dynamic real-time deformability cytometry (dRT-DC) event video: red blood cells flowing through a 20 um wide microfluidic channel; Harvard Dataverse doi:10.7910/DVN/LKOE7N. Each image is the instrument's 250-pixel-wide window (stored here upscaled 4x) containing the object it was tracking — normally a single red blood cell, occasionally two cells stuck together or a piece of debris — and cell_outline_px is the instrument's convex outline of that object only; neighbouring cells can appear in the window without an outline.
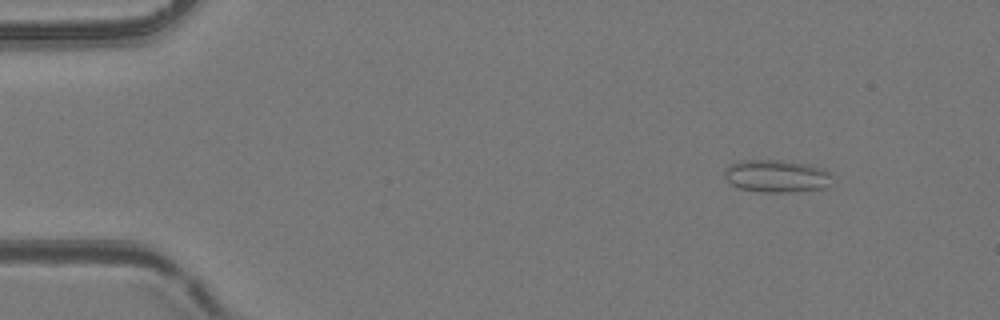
{"species": "common noctule bat (a hibernating species)", "species_latin": "Nyctalus noctula", "temperature_condition": "room temperature", "stored_images_in_passage": 53, "camera_frame_rate_fps": 3000, "um_per_image_px": 0.085, "animal": {"sex": "female", "body_mass_g": 24.6, "forearm_length_mm": 56.2}, "frame": {"image": 1, "passage_image": 6, "time_ms": 1.667, "image_size_px": [1000, 320], "cell_outline_px": [[832, 176], [828, 188], [788, 192], [760, 192], [740, 188], [732, 184], [724, 176], [724, 168], [728, 164], [740, 160], [780, 160], [808, 164], [824, 168], [832, 172]], "centroid_in_image_um": [66.03, 14.96], "position_along_channel_um": 19.0, "area_um2": 20.75}}
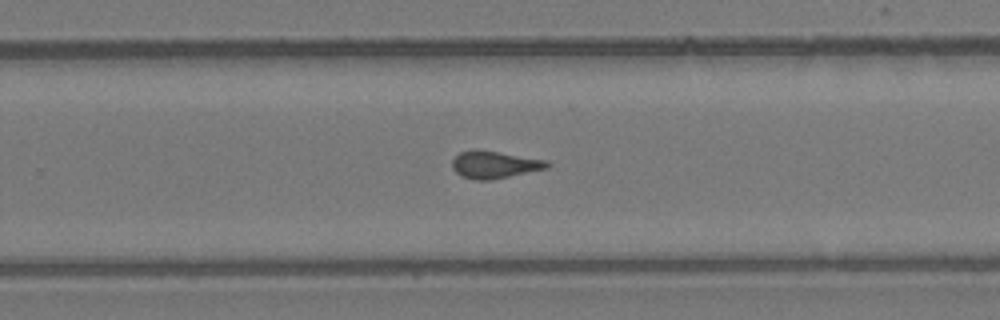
{"frame": {"image": 2, "passage_image": 34, "time_ms": 11.0, "image_size_px": [1000, 320], "cell_outline_px": [[552, 164], [548, 168], [488, 180], [476, 180], [460, 176], [452, 168], [452, 160], [460, 152], [476, 148], [548, 160]], "centroid_in_image_um": [42.03, 13.97], "position_along_channel_um": 287.8, "area_um2": 15.2}}
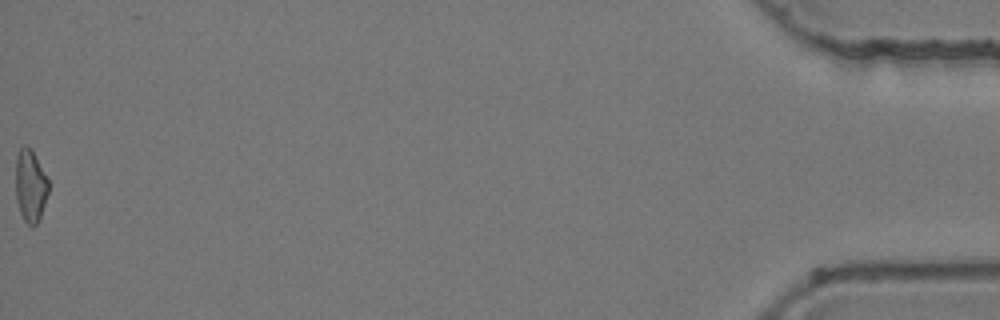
{"frame": {"image": 3, "passage_image": 53, "time_ms": 17.333, "image_size_px": [1000, 320], "cell_outline_px": [[48, 192], [40, 220], [32, 228], [24, 220], [20, 212], [16, 200], [16, 156], [20, 148], [24, 144], [28, 144], [32, 148], [48, 180]], "centroid_in_image_um": [2.58, 15.78], "position_along_channel_um": 432.6, "area_um2": 14.05}, "authors_computed_cell_mechanics": {"area_um2": 15.1436, "velocity_mm_per_s": 3.9706, "shape_relaxation_time_tau1_ms": null, "shape_relaxation_time_tau2_ms": 1.6824, "deformation_change_tau1": null, "deformation_change_tau2": 0.0553}}